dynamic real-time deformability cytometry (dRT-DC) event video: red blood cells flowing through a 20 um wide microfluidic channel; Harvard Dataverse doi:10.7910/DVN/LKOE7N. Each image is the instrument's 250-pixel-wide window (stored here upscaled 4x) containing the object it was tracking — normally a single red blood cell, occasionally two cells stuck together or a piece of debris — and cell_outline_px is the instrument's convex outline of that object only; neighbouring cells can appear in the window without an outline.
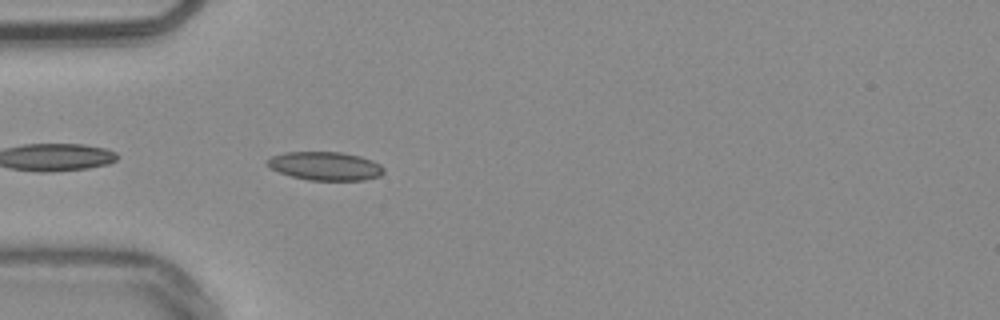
{"species": "common noctule bat (a hibernating species)", "species_latin": "Nyctalus noctula", "temperature_condition": "warm", "stored_images_in_passage": 6, "camera_frame_rate_fps": 3000, "um_per_image_px": 0.085, "animal": {"sex": "male", "body_mass_g": 20.4}, "frame": {"image": 1, "passage_image": 2, "time_ms": 0.333, "image_size_px": [1000, 320], "cell_outline_px": [[384, 172], [380, 176], [364, 180], [308, 180], [292, 176], [280, 172], [272, 168], [268, 164], [268, 160], [272, 156], [284, 152], [340, 152], [360, 156], [372, 160], [380, 164], [384, 168]], "centroid_in_image_um": [27.69, 14.11], "position_along_channel_um": 57.3, "area_um2": 19.19}}